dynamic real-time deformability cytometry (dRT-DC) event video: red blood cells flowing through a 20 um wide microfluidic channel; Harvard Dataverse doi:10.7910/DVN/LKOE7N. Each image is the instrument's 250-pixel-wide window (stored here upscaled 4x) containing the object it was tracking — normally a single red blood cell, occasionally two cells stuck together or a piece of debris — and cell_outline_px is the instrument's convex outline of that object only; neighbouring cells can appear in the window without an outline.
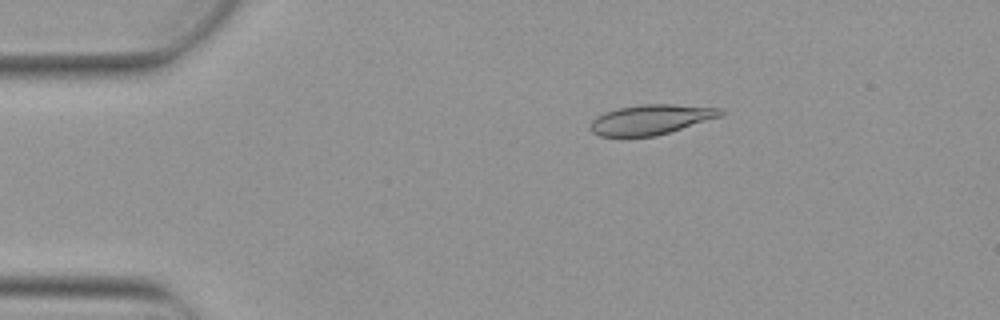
{"species": "Egyptian fruit bat (a non-hibernating species)", "species_latin": "Rousettus aegyptiacus", "temperature_condition": "warm", "stored_images_in_passage": 4, "camera_frame_rate_fps": 3000, "um_per_image_px": 0.085, "animal": {"sex": "female"}, "frame": {"image": 1, "passage_image": 1, "time_ms": 0.0, "image_size_px": [1000, 320], "cell_outline_px": [[724, 112], [720, 116], [656, 136], [600, 136], [592, 132], [588, 128], [592, 120], [596, 116], [604, 112], [620, 108], [640, 104], [672, 104], [724, 108]], "centroid_in_image_um": [55.3, 10.15], "position_along_channel_um": 29.7, "area_um2": 22.6}}
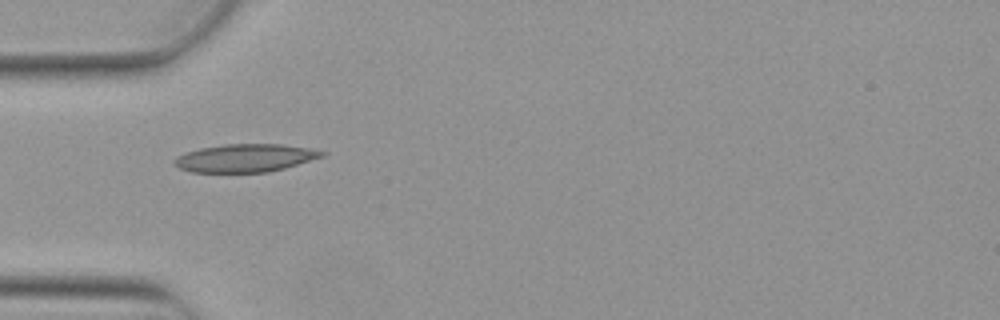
{"frame": {"image": 2, "passage_image": 3, "time_ms": 0.667, "image_size_px": [1000, 320], "cell_outline_px": [[328, 152], [324, 156], [284, 168], [268, 172], [192, 172], [180, 168], [172, 164], [172, 160], [176, 156], [200, 148], [224, 144], [280, 144], [308, 148]], "centroid_in_image_um": [20.82, 13.43], "position_along_channel_um": 64.2, "area_um2": 23.99}}
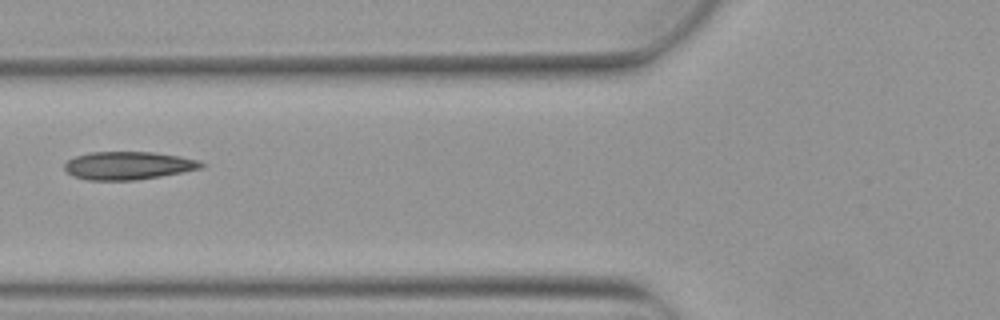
{"frame": {"image": 3, "passage_image": 4, "time_ms": 1.0, "image_size_px": [1000, 320], "cell_outline_px": [[208, 164], [204, 168], [184, 172], [136, 180], [88, 180], [72, 176], [64, 168], [64, 164], [68, 160], [76, 156], [88, 152], [152, 152], [180, 156], [200, 160]], "centroid_in_image_um": [10.95, 14.07], "position_along_channel_um": 114.8, "area_um2": 22.54}}